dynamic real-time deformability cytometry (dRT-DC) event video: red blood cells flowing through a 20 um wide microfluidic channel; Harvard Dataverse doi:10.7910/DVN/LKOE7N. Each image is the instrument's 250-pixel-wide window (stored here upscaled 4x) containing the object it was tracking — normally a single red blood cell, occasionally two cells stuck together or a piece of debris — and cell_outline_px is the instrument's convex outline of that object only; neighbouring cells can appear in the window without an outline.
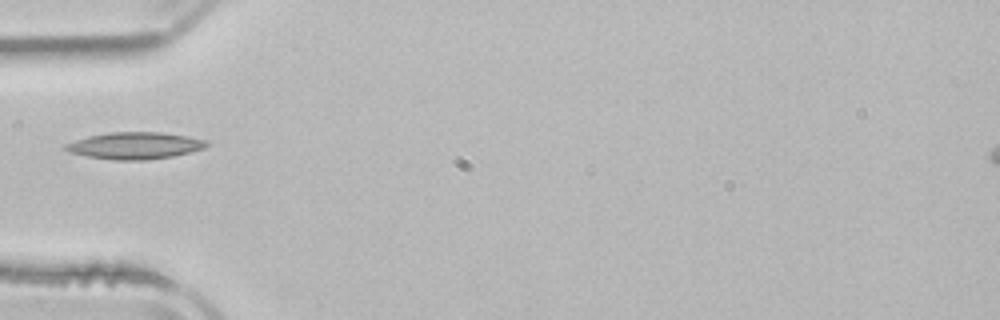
{"species": "common noctule bat (a hibernating species)", "species_latin": "Nyctalus noctula", "temperature_condition": "room temperature", "stored_images_in_passage": 1, "camera_frame_rate_fps": 3000, "um_per_image_px": 0.085, "animal": {"sex": "male", "body_mass_g": 21.5, "forearm_length_mm": 52.0}, "frame": {"image": 1, "passage_image": 1, "time_ms": 0.0, "image_size_px": [1000, 320], "cell_outline_px": [[208, 144], [204, 148], [192, 152], [172, 156], [144, 160], [112, 160], [88, 156], [68, 152], [64, 148], [64, 144], [88, 136], [108, 132], [160, 132], [188, 136], [204, 140]], "centroid_in_image_um": [11.44, 12.37], "position_along_channel_um": 73.6, "area_um2": 22.02}}